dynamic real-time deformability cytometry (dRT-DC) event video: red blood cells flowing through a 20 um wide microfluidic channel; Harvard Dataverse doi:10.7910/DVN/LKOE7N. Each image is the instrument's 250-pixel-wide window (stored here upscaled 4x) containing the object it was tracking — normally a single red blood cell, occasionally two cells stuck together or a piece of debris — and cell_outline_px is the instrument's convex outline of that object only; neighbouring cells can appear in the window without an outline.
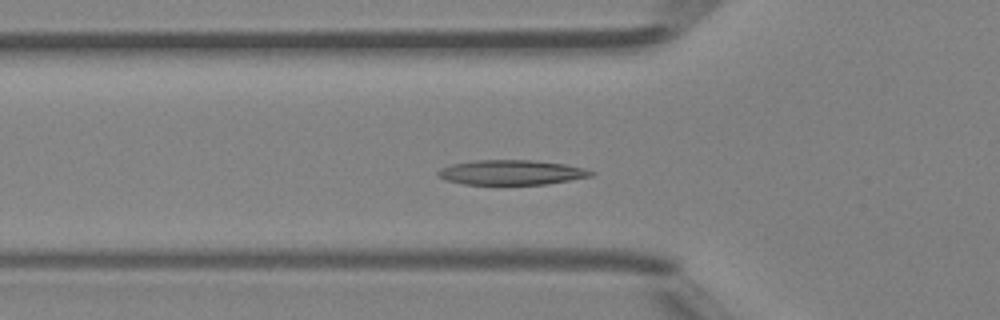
{"species": "Egyptian fruit bat (a non-hibernating species)", "species_latin": "Rousettus aegyptiacus", "temperature_condition": "room temperature", "stored_images_in_passage": 46, "camera_frame_rate_fps": 3000, "um_per_image_px": 0.085, "animal": {"sex": "female"}, "frame": {"image": 1, "passage_image": 14, "time_ms": 4.333, "image_size_px": [1000, 320], "cell_outline_px": [[596, 172], [592, 176], [548, 184], [464, 184], [448, 180], [440, 176], [436, 172], [440, 168], [452, 164], [476, 160], [532, 160], [564, 164], [584, 168]], "centroid_in_image_um": [43.5, 14.65], "position_along_channel_um": 82.3, "area_um2": 21.96}}
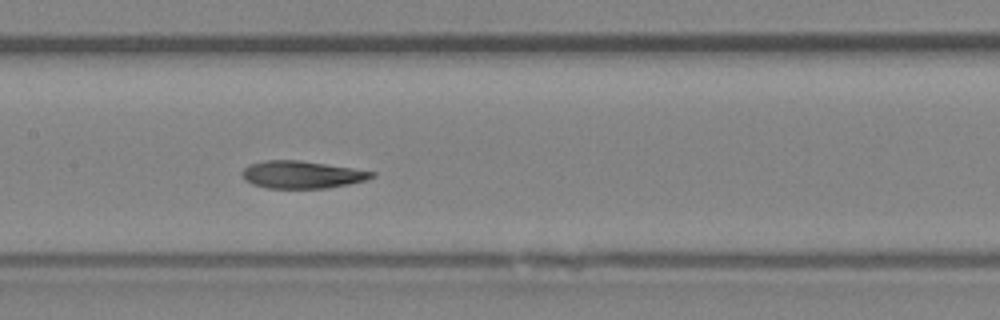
{"frame": {"image": 2, "passage_image": 21, "time_ms": 6.667, "image_size_px": [1000, 320], "cell_outline_px": [[376, 176], [364, 180], [348, 184], [328, 188], [268, 188], [252, 184], [244, 180], [240, 172], [248, 164], [264, 160], [300, 160], [352, 168], [376, 172]], "centroid_in_image_um": [25.62, 14.84], "position_along_channel_um": 181.8, "area_um2": 20.81}}
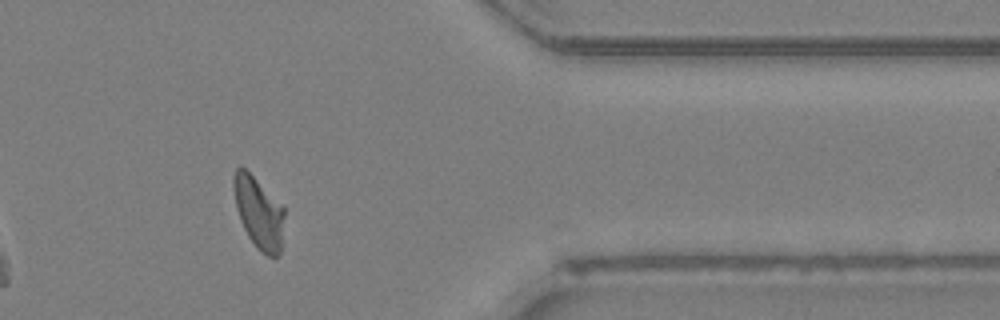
{"frame": {"image": 3, "passage_image": 37, "time_ms": 12.0, "image_size_px": [1000, 320], "cell_outline_px": [[284, 216], [280, 252], [276, 256], [268, 256], [260, 252], [256, 248], [248, 236], [240, 220], [236, 208], [232, 188], [232, 176], [236, 168], [244, 168], [284, 208]], "centroid_in_image_um": [21.95, 18.09], "position_along_channel_um": 389.4, "area_um2": 20.87}, "authors_computed_cell_mechanics": {"area_um2": 21.5016, "velocity_mm_per_s": 4.2761, "shape_relaxation_time_tau1_ms": 4.09, "shape_relaxation_time_tau2_ms": 1.5857, "deformation_change_tau1": 0.1681, "deformation_change_tau2": 0.0747}}